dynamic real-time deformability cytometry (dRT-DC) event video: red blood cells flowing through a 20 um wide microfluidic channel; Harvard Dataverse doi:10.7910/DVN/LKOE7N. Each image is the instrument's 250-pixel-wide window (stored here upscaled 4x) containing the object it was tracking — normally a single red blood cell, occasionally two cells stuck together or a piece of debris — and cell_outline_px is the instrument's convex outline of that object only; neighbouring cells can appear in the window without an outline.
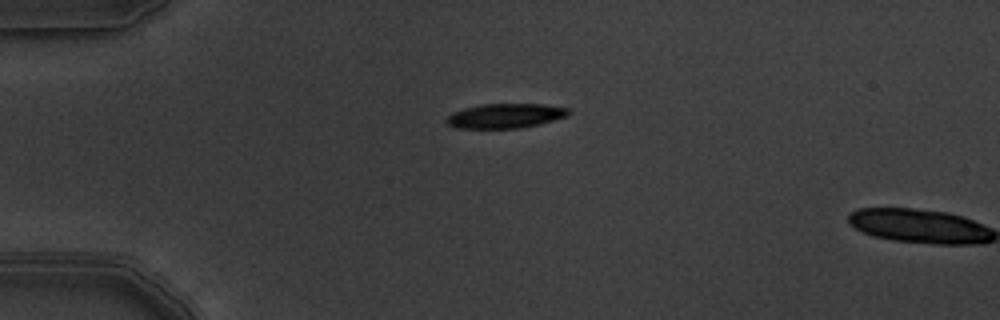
{"species": "common noctule bat (a hibernating species)", "species_latin": "Nyctalus noctula", "temperature_condition": "warm", "stored_images_in_passage": 2, "camera_frame_rate_fps": 3000, "um_per_image_px": 0.085, "animal": {"sex": "male", "body_mass_g": 19.5, "forearm_length_mm": 54.6}, "frame": {"image": 1, "passage_image": 1, "time_ms": 0.0, "image_size_px": [1000, 320], "cell_outline_px": [[572, 112], [568, 116], [540, 124], [520, 128], [456, 128], [448, 124], [444, 120], [452, 112], [464, 108], [480, 104], [540, 104], [568, 108]], "centroid_in_image_um": [42.95, 9.84], "position_along_channel_um": 42.0, "area_um2": 17.57}}